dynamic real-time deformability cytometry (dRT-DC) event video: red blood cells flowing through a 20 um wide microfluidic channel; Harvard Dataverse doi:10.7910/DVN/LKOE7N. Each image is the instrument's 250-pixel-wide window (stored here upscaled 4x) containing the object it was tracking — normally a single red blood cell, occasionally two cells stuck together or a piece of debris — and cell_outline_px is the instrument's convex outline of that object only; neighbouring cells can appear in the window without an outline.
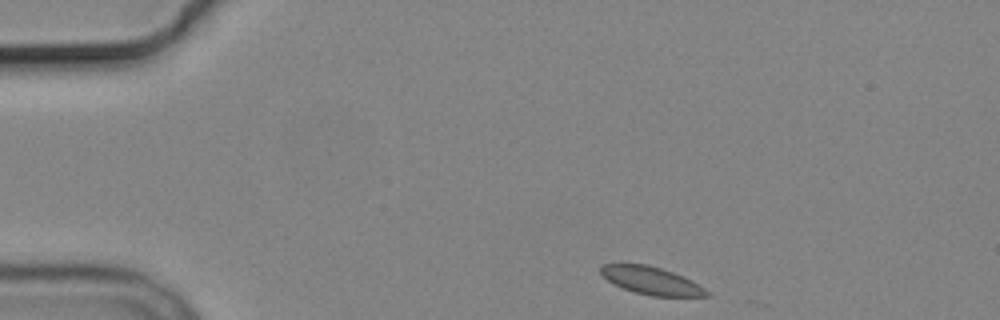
{"species": "common noctule bat (a hibernating species)", "species_latin": "Nyctalus noctula", "temperature_condition": "cold", "stored_images_in_passage": 3, "camera_frame_rate_fps": 3000, "um_per_image_px": 0.085, "animal": {"sex": "male", "body_mass_g": 19.2, "forearm_length_mm": 51.8}, "frame": {"image": 1, "passage_image": 1, "time_ms": 0.0, "image_size_px": [1000, 320], "cell_outline_px": [[708, 296], [652, 296], [636, 292], [624, 288], [608, 280], [600, 272], [600, 268], [604, 264], [648, 264], [672, 272], [692, 280], [704, 288], [708, 292]], "centroid_in_image_um": [55.37, 23.85], "position_along_channel_um": 29.6, "area_um2": 16.7}}